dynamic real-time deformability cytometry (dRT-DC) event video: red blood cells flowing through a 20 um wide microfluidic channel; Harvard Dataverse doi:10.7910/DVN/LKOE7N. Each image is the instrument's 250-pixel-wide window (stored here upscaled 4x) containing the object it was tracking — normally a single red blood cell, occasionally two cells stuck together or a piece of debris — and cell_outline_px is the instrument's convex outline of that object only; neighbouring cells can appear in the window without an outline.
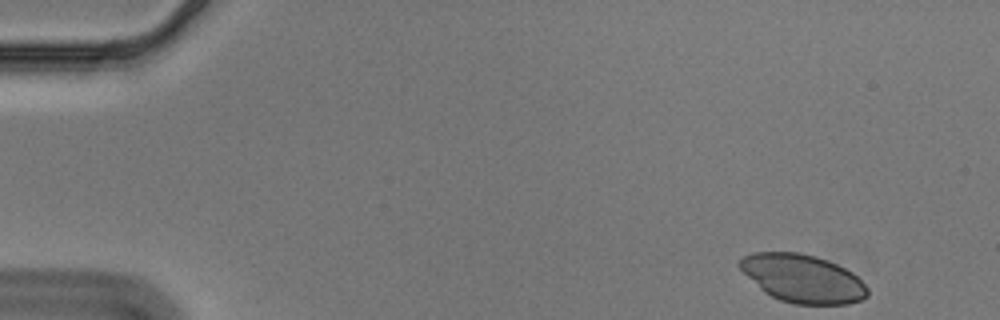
{"species": "Egyptian fruit bat (a non-hibernating species)", "species_latin": "Rousettus aegyptiacus", "temperature_condition": "cold", "stored_images_in_passage": 52, "camera_frame_rate_fps": 3000, "um_per_image_px": 0.085, "animal": {"sex": "male"}, "frame": {"image": 1, "passage_image": 1, "time_ms": 0.0, "image_size_px": [1000, 320], "cell_outline_px": [[868, 296], [860, 300], [848, 304], [792, 304], [780, 300], [764, 292], [740, 268], [740, 260], [744, 256], [752, 252], [800, 252], [816, 256], [828, 260], [852, 272], [868, 288]], "centroid_in_image_um": [68.24, 23.67], "position_along_channel_um": 16.8, "area_um2": 35.6}}